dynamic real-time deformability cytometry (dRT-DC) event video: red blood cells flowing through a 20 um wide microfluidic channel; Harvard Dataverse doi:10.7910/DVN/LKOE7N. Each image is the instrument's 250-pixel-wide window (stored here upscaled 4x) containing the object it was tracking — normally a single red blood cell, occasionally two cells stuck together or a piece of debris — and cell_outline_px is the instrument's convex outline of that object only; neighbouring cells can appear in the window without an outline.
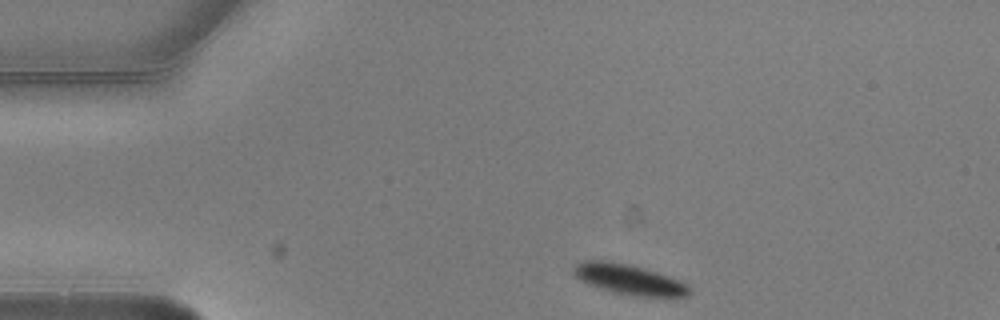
{"species": "common noctule bat (a hibernating species)", "species_latin": "Nyctalus noctula", "temperature_condition": "warm", "stored_images_in_passage": 2, "camera_frame_rate_fps": 3000, "um_per_image_px": 0.085, "animal": {"sex": "male", "body_mass_g": 20.5, "forearm_length_mm": 52.5}, "frame": {"image": 1, "passage_image": 1, "time_ms": 0.0, "image_size_px": [1000, 320], "cell_outline_px": [[692, 292], [688, 296], [636, 296], [612, 292], [588, 284], [580, 280], [572, 272], [572, 268], [576, 264], [584, 260], [600, 260], [624, 264], [644, 268], [680, 280], [688, 284]], "centroid_in_image_um": [53.46, 23.76], "position_along_channel_um": 31.5, "area_um2": 20.23}}